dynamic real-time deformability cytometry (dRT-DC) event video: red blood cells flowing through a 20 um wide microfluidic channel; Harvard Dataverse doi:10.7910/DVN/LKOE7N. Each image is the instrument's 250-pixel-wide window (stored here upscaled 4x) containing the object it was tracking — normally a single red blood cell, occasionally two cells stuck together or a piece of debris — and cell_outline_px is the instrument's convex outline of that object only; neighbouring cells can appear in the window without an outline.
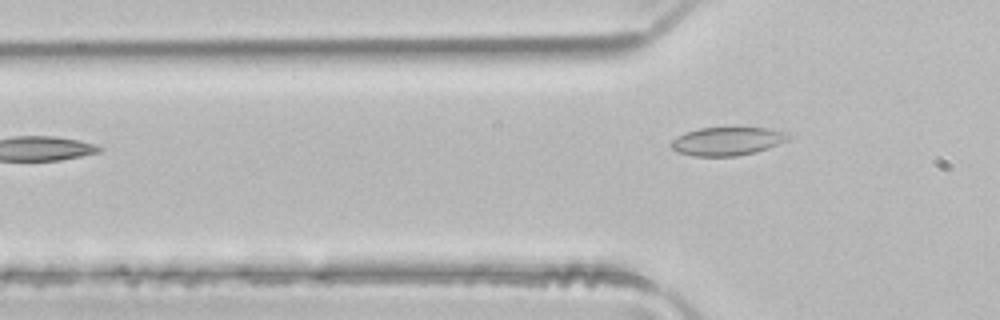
{"species": "common noctule bat (a hibernating species)", "species_latin": "Nyctalus noctula", "temperature_condition": "room temperature", "stored_images_in_passage": 2, "camera_frame_rate_fps": 3000, "um_per_image_px": 0.085, "animal": {"sex": "male", "body_mass_g": 21.5, "forearm_length_mm": 52.0}, "frame": {"image": 1, "passage_image": 2, "time_ms": 0.333, "image_size_px": [1000, 320], "cell_outline_px": [[796, 136], [788, 140], [768, 148], [756, 152], [736, 156], [696, 156], [680, 152], [672, 148], [668, 144], [676, 136], [684, 132], [700, 128], [768, 128], [784, 132]], "centroid_in_image_um": [61.83, 12.0], "position_along_channel_um": 64.0, "area_um2": 19.42}}